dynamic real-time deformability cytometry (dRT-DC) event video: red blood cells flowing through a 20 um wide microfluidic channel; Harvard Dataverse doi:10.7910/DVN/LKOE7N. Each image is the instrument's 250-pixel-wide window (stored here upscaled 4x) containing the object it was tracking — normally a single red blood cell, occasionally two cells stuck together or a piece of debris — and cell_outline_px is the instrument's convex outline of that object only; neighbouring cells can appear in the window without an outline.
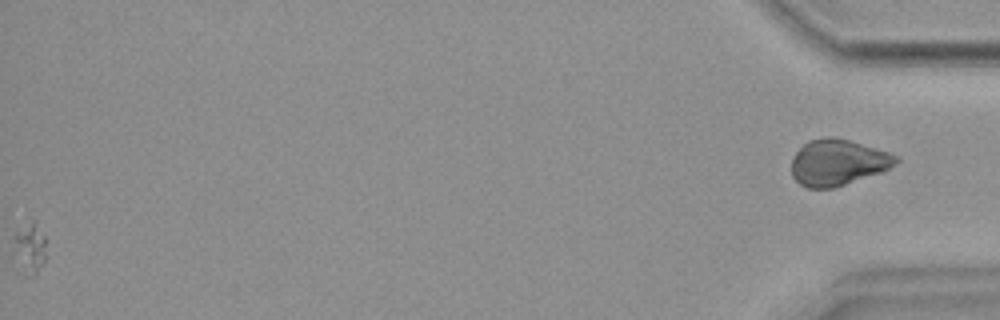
{"species": "common noctule bat (a hibernating species)", "species_latin": "Nyctalus noctula", "temperature_condition": "warm", "stored_images_in_passage": 49, "camera_frame_rate_fps": 3000, "um_per_image_px": 0.085, "animal": {"sex": "female", "body_mass_g": 18.4}, "frame": {"image": 1, "passage_image": 49, "time_ms": 16.0, "image_size_px": [1000, 320], "cell_outline_px": [[900, 160], [896, 164], [880, 172], [836, 188], [808, 188], [800, 184], [792, 176], [792, 160], [796, 152], [808, 140], [824, 136], [832, 136], [848, 140], [888, 152], [900, 156]], "centroid_in_image_um": [71.21, 13.81], "position_along_channel_um": 364.0, "area_um2": 28.03}}